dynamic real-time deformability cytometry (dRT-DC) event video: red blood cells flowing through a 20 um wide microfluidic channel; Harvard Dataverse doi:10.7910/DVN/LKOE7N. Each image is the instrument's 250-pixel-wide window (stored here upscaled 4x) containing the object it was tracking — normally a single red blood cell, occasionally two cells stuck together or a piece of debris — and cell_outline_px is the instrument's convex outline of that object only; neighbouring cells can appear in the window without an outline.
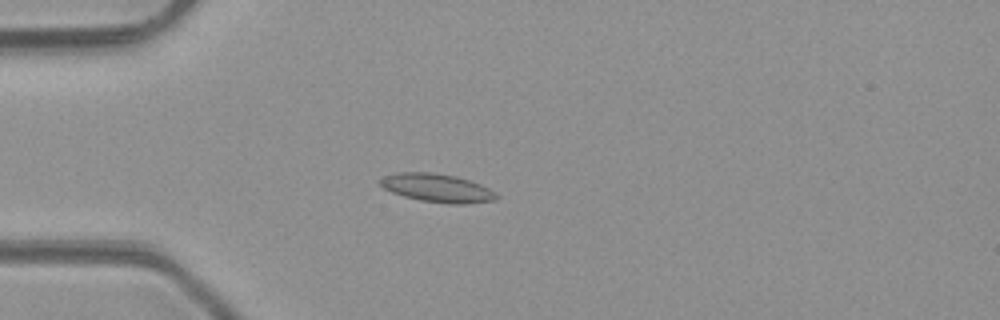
{"species": "common noctule bat (a hibernating species)", "species_latin": "Nyctalus noctula", "temperature_condition": "room temperature", "stored_images_in_passage": 4, "camera_frame_rate_fps": 3000, "um_per_image_px": 0.085, "animal": {"sex": "male", "body_mass_g": 23.1, "forearm_length_mm": 52.7}, "frame": {"image": 1, "passage_image": 3, "time_ms": 3.333, "image_size_px": [1000, 320], "cell_outline_px": [[500, 196], [496, 200], [464, 204], [448, 204], [420, 200], [404, 196], [392, 192], [384, 188], [380, 184], [380, 180], [384, 176], [396, 172], [432, 172], [456, 176], [480, 184], [496, 192]], "centroid_in_image_um": [37.18, 15.98], "position_along_channel_um": 47.8, "area_um2": 19.25}}